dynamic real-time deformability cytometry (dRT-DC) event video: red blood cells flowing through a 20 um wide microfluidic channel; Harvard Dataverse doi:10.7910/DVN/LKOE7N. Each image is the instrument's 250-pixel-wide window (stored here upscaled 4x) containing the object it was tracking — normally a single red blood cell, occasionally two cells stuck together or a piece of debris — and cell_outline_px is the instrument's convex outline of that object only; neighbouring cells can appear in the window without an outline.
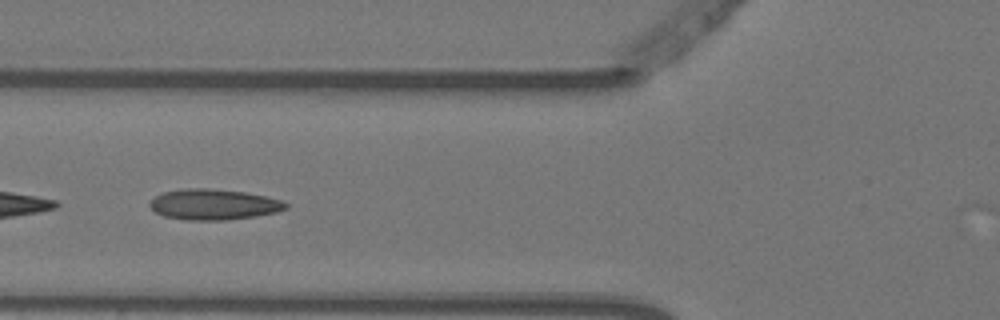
{"species": "Egyptian fruit bat (a non-hibernating species)", "species_latin": "Rousettus aegyptiacus", "temperature_condition": "warm", "stored_images_in_passage": 6, "camera_frame_rate_fps": 3000, "um_per_image_px": 0.085, "animal": {"sex": "female"}, "frame": {"image": 1, "passage_image": 5, "time_ms": 1.333, "image_size_px": [1000, 320], "cell_outline_px": [[288, 208], [276, 212], [256, 216], [224, 220], [188, 220], [164, 216], [156, 212], [148, 204], [156, 196], [164, 192], [184, 188], [212, 188], [244, 192], [284, 200], [288, 204]], "centroid_in_image_um": [18.19, 17.37], "position_along_channel_um": 107.6, "area_um2": 24.28}}
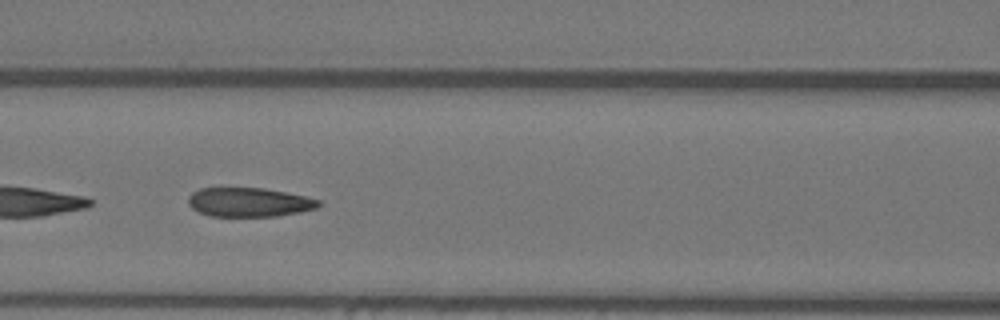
{"frame": {"image": 2, "passage_image": 6, "time_ms": 1.667, "image_size_px": [1000, 320], "cell_outline_px": [[320, 204], [316, 208], [300, 212], [276, 216], [208, 216], [192, 208], [188, 204], [188, 196], [192, 192], [200, 188], [264, 188], [304, 196], [320, 200]], "centroid_in_image_um": [21.14, 17.19], "position_along_channel_um": 145.5, "area_um2": 22.02}}